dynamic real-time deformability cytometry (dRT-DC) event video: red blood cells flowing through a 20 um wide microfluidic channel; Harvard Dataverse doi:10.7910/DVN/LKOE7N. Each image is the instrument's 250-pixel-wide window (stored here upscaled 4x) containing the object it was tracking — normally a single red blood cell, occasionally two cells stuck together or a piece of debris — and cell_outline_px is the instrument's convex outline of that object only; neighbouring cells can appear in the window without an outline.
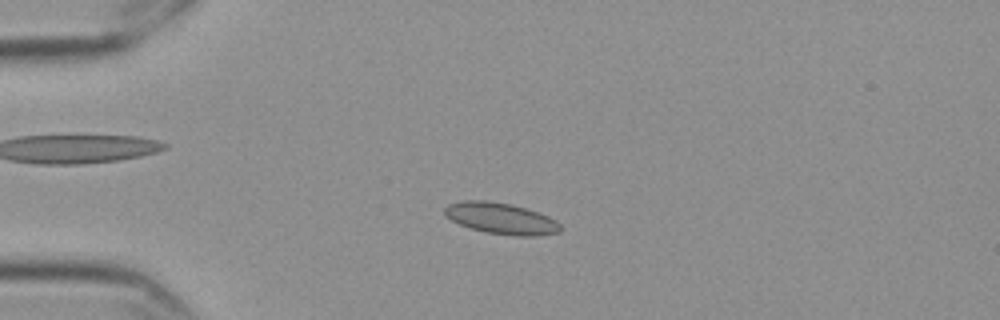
{"species": "Egyptian fruit bat (a non-hibernating species)", "species_latin": "Rousettus aegyptiacus", "temperature_condition": "cold", "stored_images_in_passage": 57, "camera_frame_rate_fps": 3000, "um_per_image_px": 0.085, "frame": {"image": 1, "passage_image": 14, "time_ms": 4.333, "image_size_px": [1000, 320], "cell_outline_px": [[560, 232], [536, 236], [516, 236], [488, 232], [472, 228], [460, 224], [444, 216], [444, 208], [448, 204], [464, 200], [488, 200], [512, 204], [540, 212], [556, 220], [560, 224]], "centroid_in_image_um": [42.6, 18.55], "position_along_channel_um": 42.4, "area_um2": 21.15}}
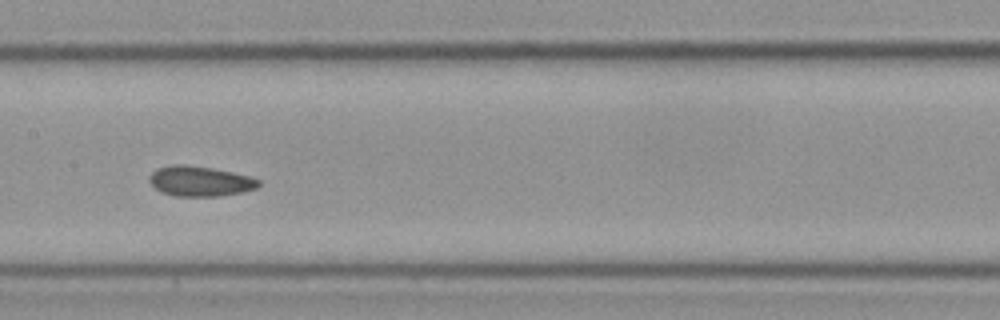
{"frame": {"image": 2, "passage_image": 29, "time_ms": 9.333, "image_size_px": [1000, 320], "cell_outline_px": [[260, 184], [256, 188], [244, 192], [220, 196], [176, 196], [160, 192], [148, 180], [148, 176], [156, 168], [172, 164], [184, 164], [212, 168], [232, 172], [248, 176], [260, 180]], "centroid_in_image_um": [16.98, 15.4], "position_along_channel_um": 190.4, "area_um2": 19.31}}
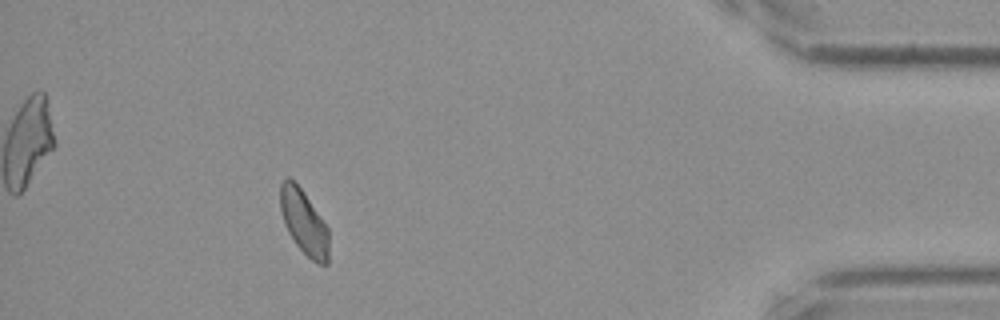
{"frame": {"image": 3, "passage_image": 52, "time_ms": 17.0, "image_size_px": [1000, 320], "cell_outline_px": [[328, 264], [316, 264], [296, 244], [288, 232], [284, 224], [280, 208], [280, 184], [288, 176], [304, 192], [328, 228]], "centroid_in_image_um": [25.82, 18.89], "position_along_channel_um": 409.4, "area_um2": 18.09}, "authors_computed_cell_mechanics": {"area_um2": 19.4208, "velocity_mm_per_s": 3.5189, "shape_relaxation_time_tau1_ms": 3.7791, "shape_relaxation_time_tau2_ms": 2.8432, "deformation_change_tau1": 0.0567, "deformation_change_tau2": 0.0553}}